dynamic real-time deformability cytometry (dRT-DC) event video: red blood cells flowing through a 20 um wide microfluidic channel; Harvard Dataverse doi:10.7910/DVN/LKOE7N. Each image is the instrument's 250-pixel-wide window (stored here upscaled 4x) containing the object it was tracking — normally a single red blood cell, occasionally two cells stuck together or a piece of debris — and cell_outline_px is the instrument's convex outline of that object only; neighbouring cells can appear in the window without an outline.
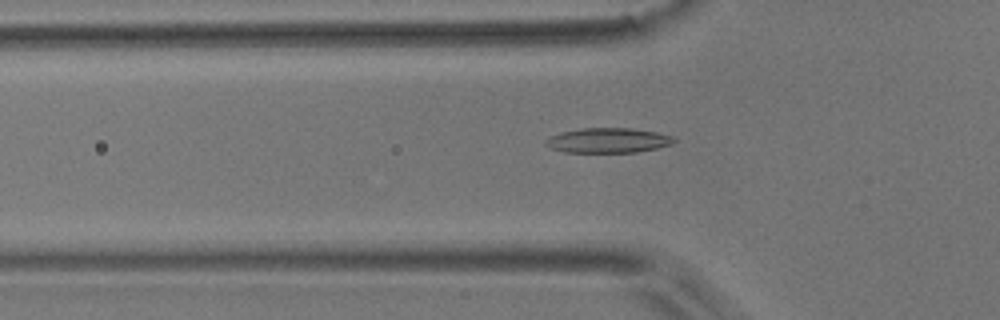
{"species": "common noctule bat (a hibernating species)", "species_latin": "Nyctalus noctula", "temperature_condition": "room temperature", "stored_images_in_passage": 54, "camera_frame_rate_fps": 3000, "um_per_image_px": 0.085, "animal": {"sex": "male", "body_mass_g": 17.9}, "frame": {"image": 1, "passage_image": 18, "time_ms": 5.667, "image_size_px": [1000, 320], "cell_outline_px": [[676, 140], [672, 144], [656, 148], [636, 152], [564, 152], [552, 148], [544, 144], [544, 140], [560, 132], [580, 128], [632, 128], [656, 132], [672, 136]], "centroid_in_image_um": [51.67, 11.93], "position_along_channel_um": 74.1, "area_um2": 18.55}}
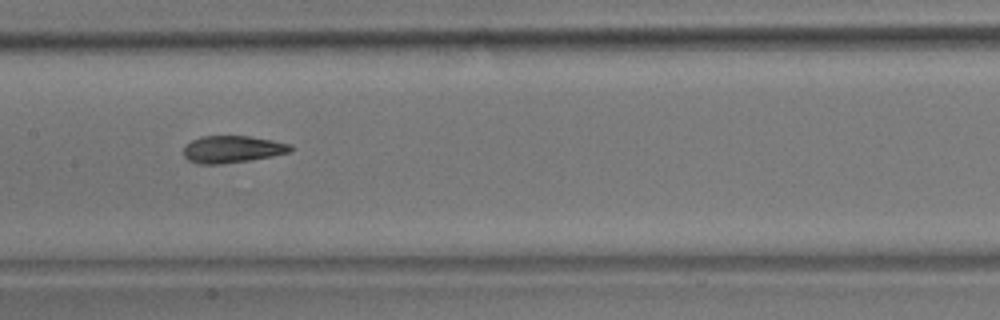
{"frame": {"image": 2, "passage_image": 27, "time_ms": 8.667, "image_size_px": [1000, 320], "cell_outline_px": [[292, 152], [272, 156], [248, 160], [220, 164], [196, 164], [188, 160], [184, 156], [184, 148], [192, 140], [200, 136], [248, 136], [272, 140], [292, 144]], "centroid_in_image_um": [19.76, 12.68], "position_along_channel_um": 187.6, "area_um2": 16.88}}
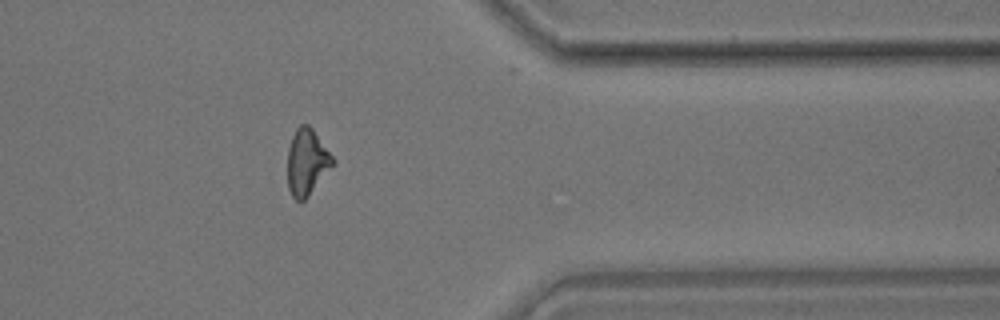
{"frame": {"image": 3, "passage_image": 44, "time_ms": 14.333, "image_size_px": [1000, 320], "cell_outline_px": [[336, 160], [308, 196], [300, 204], [292, 196], [288, 188], [288, 148], [292, 136], [296, 128], [300, 124], [308, 124], [312, 128]], "centroid_in_image_um": [26.07, 13.77], "position_along_channel_um": 385.3, "area_um2": 17.34}, "authors_computed_cell_mechanics": {"area_um2": 17.629, "velocity_mm_per_s": 3.7479, "shape_relaxation_time_tau1_ms": 9.7451, "shape_relaxation_time_tau2_ms": 2.2664, "deformation_change_tau1": 0.2492, "deformation_change_tau2": 0.104}}